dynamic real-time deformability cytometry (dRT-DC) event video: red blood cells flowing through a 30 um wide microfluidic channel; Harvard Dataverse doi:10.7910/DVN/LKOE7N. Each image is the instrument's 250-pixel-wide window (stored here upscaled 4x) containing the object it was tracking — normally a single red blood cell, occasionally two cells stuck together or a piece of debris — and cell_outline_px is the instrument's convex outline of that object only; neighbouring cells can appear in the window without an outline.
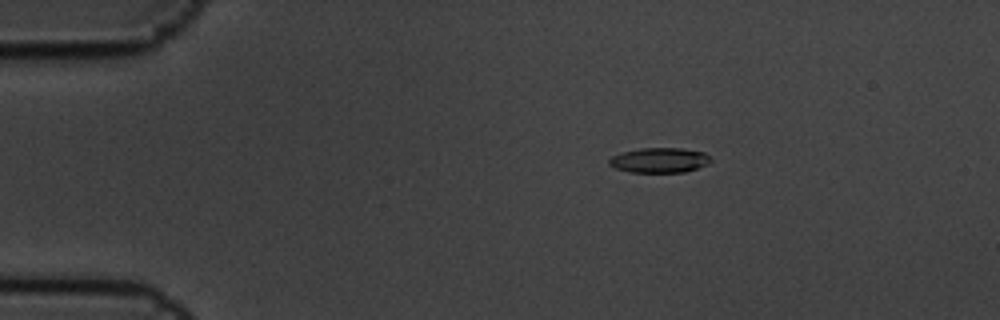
{"species": "common noctule bat (a hibernating species)", "species_latin": "Nyctalus noctula", "temperature_condition": "cold", "stored_images_in_passage": 4, "camera_frame_rate_fps": 3000, "um_per_image_px": 0.085, "animal": {"sex": "male", "body_mass_g": 19.5, "forearm_length_mm": 54.6}, "frame": {"image": 1, "passage_image": 2, "time_ms": 0.333, "image_size_px": [1000, 320], "cell_outline_px": [[712, 160], [708, 164], [684, 172], [632, 172], [616, 168], [608, 164], [608, 160], [612, 156], [624, 152], [640, 148], [680, 148], [704, 152]], "centroid_in_image_um": [56.06, 13.61], "position_along_channel_um": 28.9, "area_um2": 14.62}}